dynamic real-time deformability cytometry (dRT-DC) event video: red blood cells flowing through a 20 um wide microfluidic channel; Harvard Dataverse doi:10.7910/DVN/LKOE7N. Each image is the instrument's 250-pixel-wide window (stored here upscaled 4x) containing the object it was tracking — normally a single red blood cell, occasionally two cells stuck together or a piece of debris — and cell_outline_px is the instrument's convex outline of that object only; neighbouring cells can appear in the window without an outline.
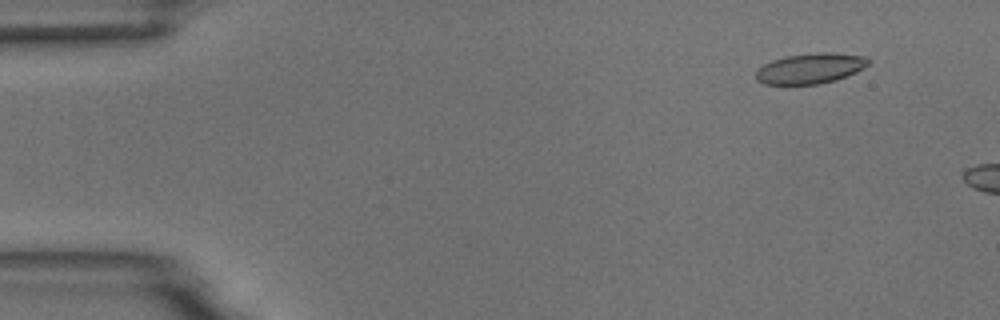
{"species": "common noctule bat (a hibernating species)", "species_latin": "Nyctalus noctula", "temperature_condition": "room temperature", "stored_images_in_passage": 8, "camera_frame_rate_fps": 3000, "um_per_image_px": 0.085, "animal": {"sex": "male", "body_mass_g": 18.8}, "frame": {"image": 1, "passage_image": 4, "time_ms": 1.0, "image_size_px": [1000, 320], "cell_outline_px": [[872, 60], [868, 64], [856, 72], [836, 80], [816, 84], [764, 84], [756, 80], [756, 72], [764, 64], [772, 60], [784, 56], [816, 52], [832, 52], [868, 56]], "centroid_in_image_um": [68.91, 5.79], "position_along_channel_um": 16.1, "area_um2": 20.06}}